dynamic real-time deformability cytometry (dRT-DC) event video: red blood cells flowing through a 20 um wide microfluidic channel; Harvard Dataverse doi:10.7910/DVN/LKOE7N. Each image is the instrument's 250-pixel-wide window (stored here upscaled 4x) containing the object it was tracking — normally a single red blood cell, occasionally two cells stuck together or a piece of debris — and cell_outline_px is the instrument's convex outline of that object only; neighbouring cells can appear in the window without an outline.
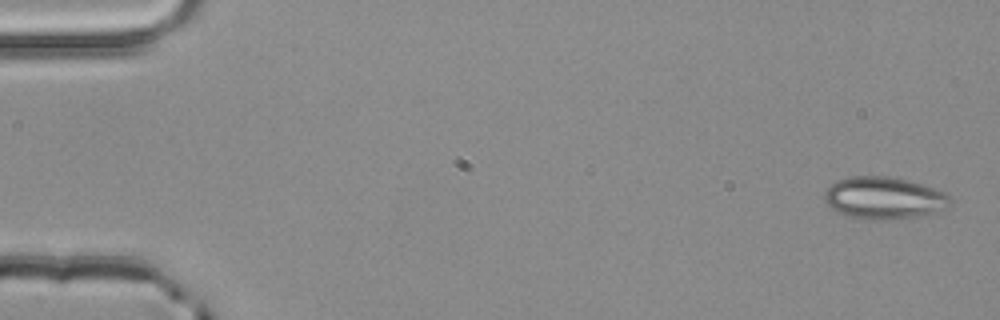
{"species": "common noctule bat (a hibernating species)", "species_latin": "Nyctalus noctula", "temperature_condition": "room temperature", "stored_images_in_passage": 4, "camera_frame_rate_fps": 3000, "um_per_image_px": 0.085, "animal": {"sex": "male", "body_mass_g": 20.4}, "frame": {"image": 1, "passage_image": 1, "time_ms": 0.0, "image_size_px": [1000, 320], "cell_outline_px": [[952, 200], [944, 208], [920, 216], [884, 220], [864, 220], [844, 216], [836, 212], [824, 200], [824, 192], [836, 180], [848, 176], [888, 176], [908, 180], [944, 192]], "centroid_in_image_um": [75.06, 16.84], "position_along_channel_um": 9.9, "area_um2": 30.92}}
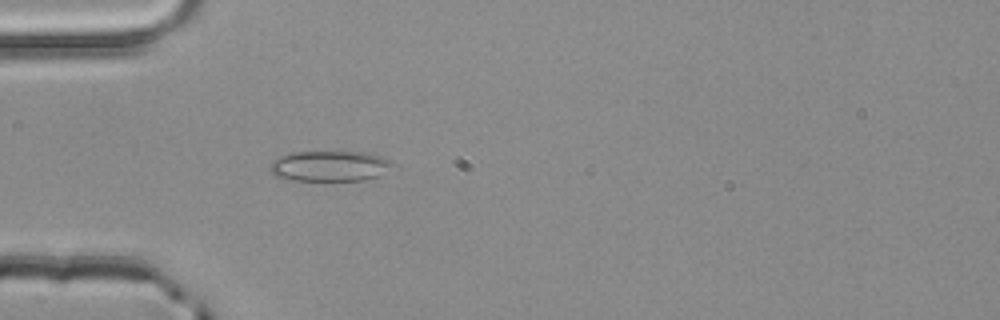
{"frame": {"image": 2, "passage_image": 4, "time_ms": 1.0, "image_size_px": [1000, 320], "cell_outline_px": [[396, 164], [380, 176], [364, 180], [292, 180], [276, 176], [268, 168], [272, 160], [280, 156], [292, 152], [368, 152], [392, 160]], "centroid_in_image_um": [28.06, 14.11], "position_along_channel_um": 56.9, "area_um2": 21.96}}